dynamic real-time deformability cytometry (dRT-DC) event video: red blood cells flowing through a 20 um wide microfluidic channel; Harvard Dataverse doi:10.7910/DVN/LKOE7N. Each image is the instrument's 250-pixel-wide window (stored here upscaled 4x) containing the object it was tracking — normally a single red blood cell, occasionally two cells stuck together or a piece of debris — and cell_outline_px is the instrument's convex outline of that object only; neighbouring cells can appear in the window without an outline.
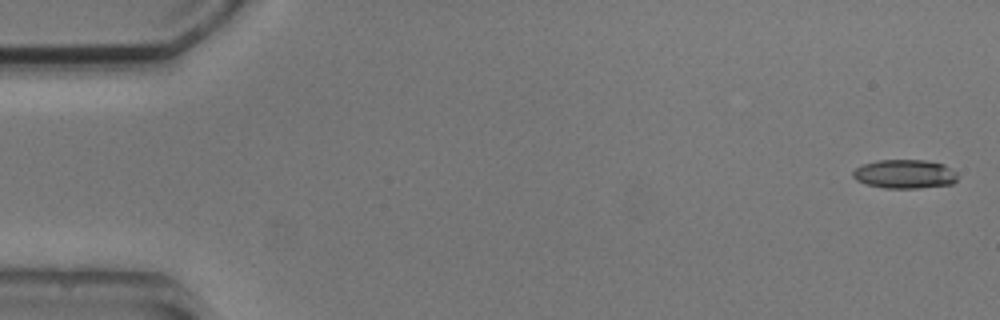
{"species": "common noctule bat (a hibernating species)", "species_latin": "Nyctalus noctula", "temperature_condition": "cold", "stored_images_in_passage": 4, "camera_frame_rate_fps": 3000, "um_per_image_px": 0.085, "animal": {"sex": "male", "body_mass_g": 20.5, "forearm_length_mm": 52.5}, "frame": {"image": 1, "passage_image": 1, "time_ms": 0.0, "image_size_px": [1000, 320], "cell_outline_px": [[956, 180], [952, 184], [916, 188], [884, 188], [868, 184], [856, 180], [852, 176], [852, 172], [856, 168], [864, 164], [880, 160], [924, 160], [944, 164], [956, 172]], "centroid_in_image_um": [76.9, 14.79], "position_along_channel_um": 8.1, "area_um2": 17.46}}
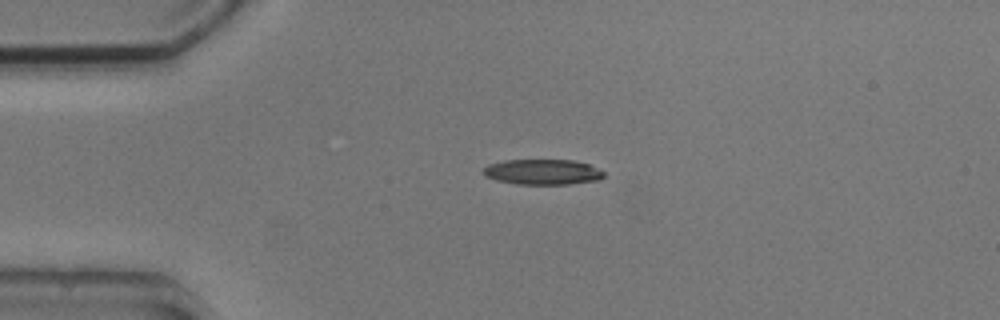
{"frame": {"image": 2, "passage_image": 4, "time_ms": 3.667, "image_size_px": [1000, 320], "cell_outline_px": [[604, 176], [600, 180], [568, 184], [516, 184], [496, 180], [484, 176], [484, 168], [488, 164], [504, 160], [572, 160], [588, 164], [604, 172]], "centroid_in_image_um": [46.11, 14.62], "position_along_channel_um": 38.9, "area_um2": 17.8}}